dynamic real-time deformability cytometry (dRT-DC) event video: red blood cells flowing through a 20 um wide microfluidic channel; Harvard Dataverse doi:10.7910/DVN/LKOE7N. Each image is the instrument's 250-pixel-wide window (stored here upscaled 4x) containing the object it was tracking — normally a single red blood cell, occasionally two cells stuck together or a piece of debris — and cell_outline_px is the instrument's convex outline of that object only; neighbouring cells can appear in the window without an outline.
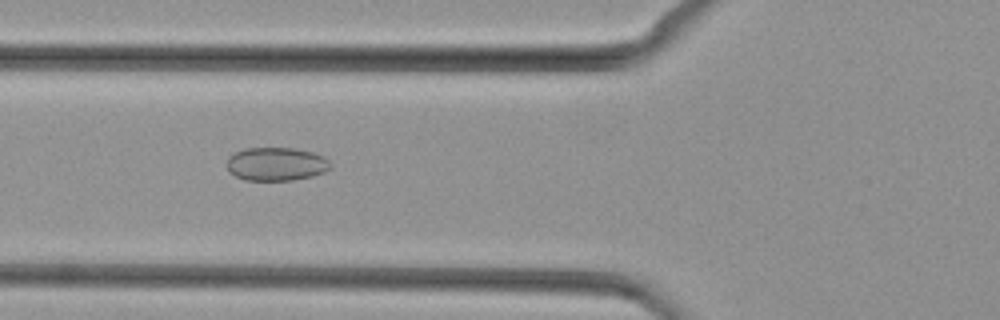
{"species": "common noctule bat (a hibernating species)", "species_latin": "Nyctalus noctula", "temperature_condition": "cold", "stored_images_in_passage": 29, "camera_frame_rate_fps": 3000, "um_per_image_px": 0.085, "animal": {"sex": "female", "body_mass_g": 29.2, "forearm_length_mm": 56.3}, "frame": {"image": 1, "passage_image": 4, "time_ms": 1.0, "image_size_px": [1000, 320], "cell_outline_px": [[332, 164], [324, 172], [312, 176], [292, 180], [244, 180], [236, 176], [228, 168], [228, 156], [244, 148], [296, 148], [312, 152], [324, 156]], "centroid_in_image_um": [23.49, 13.93], "position_along_channel_um": 102.3, "area_um2": 20.06}}
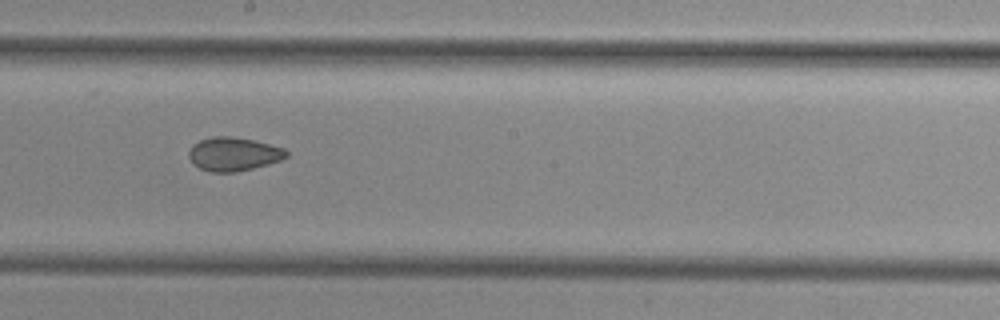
{"frame": {"image": 2, "passage_image": 13, "time_ms": 4.0, "image_size_px": [1000, 320], "cell_outline_px": [[288, 156], [280, 160], [268, 164], [236, 172], [212, 172], [200, 168], [192, 164], [188, 156], [188, 152], [192, 144], [200, 140], [212, 136], [228, 136], [252, 140], [284, 148], [288, 152]], "centroid_in_image_um": [19.81, 13.1], "position_along_channel_um": 228.4, "area_um2": 19.07}}
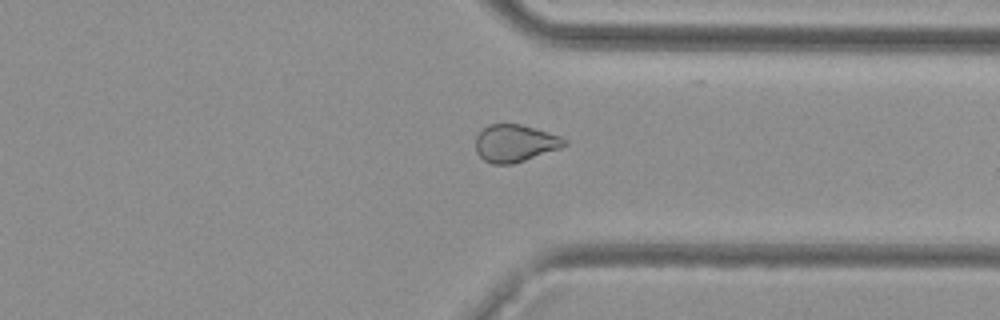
{"frame": {"image": 3, "passage_image": 23, "time_ms": 7.333, "image_size_px": [1000, 320], "cell_outline_px": [[568, 144], [560, 148], [512, 164], [492, 164], [484, 160], [476, 152], [476, 136], [488, 124], [520, 124], [560, 136], [568, 140]], "centroid_in_image_um": [43.77, 12.17], "position_along_channel_um": 367.6, "area_um2": 19.13}}